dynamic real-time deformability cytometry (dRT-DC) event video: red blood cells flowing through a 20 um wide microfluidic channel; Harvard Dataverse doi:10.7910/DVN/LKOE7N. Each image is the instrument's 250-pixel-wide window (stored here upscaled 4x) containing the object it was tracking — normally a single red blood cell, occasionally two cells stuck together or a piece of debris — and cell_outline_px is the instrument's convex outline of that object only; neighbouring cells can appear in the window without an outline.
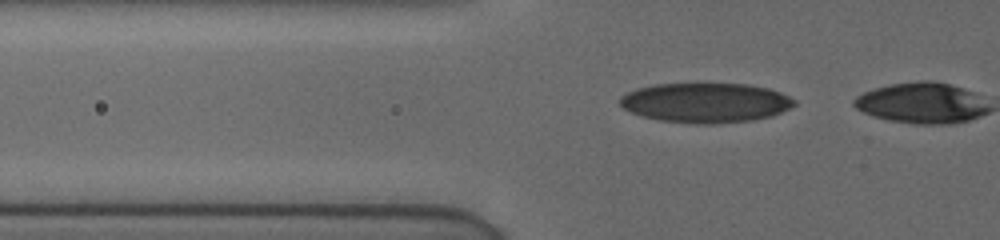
{"species": "human", "species_latin": "Homo sapiens", "temperature_condition": "cold", "stored_images_in_passage": 14, "camera_frame_rate_fps": 3000, "um_per_image_px": 0.085, "donor": {"sex": "female"}, "frame": {"image": 1, "passage_image": 13, "time_ms": 4.333, "image_size_px": [1000, 240], "cell_outline_px": [[796, 104], [772, 116], [752, 120], [716, 124], [696, 124], [660, 120], [644, 116], [632, 112], [624, 108], [620, 104], [620, 96], [636, 88], [656, 84], [748, 84], [768, 88], [780, 92], [796, 100]], "centroid_in_image_um": [59.98, 8.73], "position_along_channel_um": 65.8, "area_um2": 40.23}}